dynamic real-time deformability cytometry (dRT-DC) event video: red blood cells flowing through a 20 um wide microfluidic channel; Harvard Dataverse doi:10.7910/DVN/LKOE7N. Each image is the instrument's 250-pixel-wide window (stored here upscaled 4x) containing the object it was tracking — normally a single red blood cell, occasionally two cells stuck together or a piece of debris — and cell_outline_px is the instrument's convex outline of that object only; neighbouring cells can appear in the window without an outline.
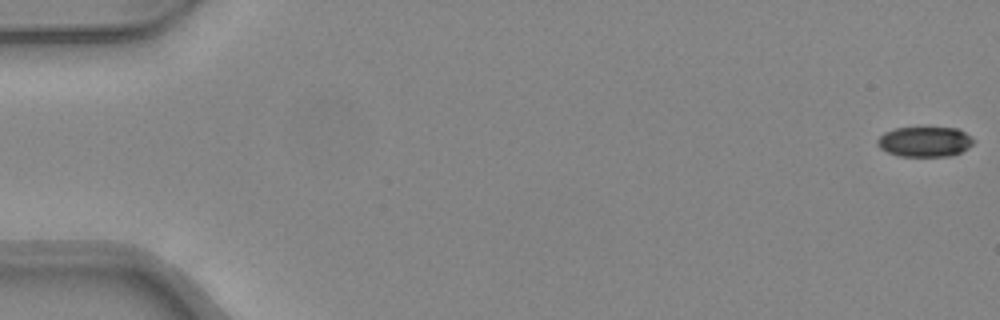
{"species": "common noctule bat (a hibernating species)", "species_latin": "Nyctalus noctula", "temperature_condition": "warm", "stored_images_in_passage": 48, "camera_frame_rate_fps": 3000, "um_per_image_px": 0.085, "animal": {"sex": "female", "body_mass_g": 24.6, "forearm_length_mm": 56.2}, "frame": {"image": 1, "passage_image": 1, "time_ms": 0.0, "image_size_px": [1000, 320], "cell_outline_px": [[976, 140], [968, 148], [960, 152], [948, 156], [900, 156], [888, 152], [880, 148], [876, 144], [876, 140], [884, 132], [896, 128], [956, 128], [972, 136]], "centroid_in_image_um": [78.61, 12.04], "position_along_channel_um": 6.4, "area_um2": 16.82}}
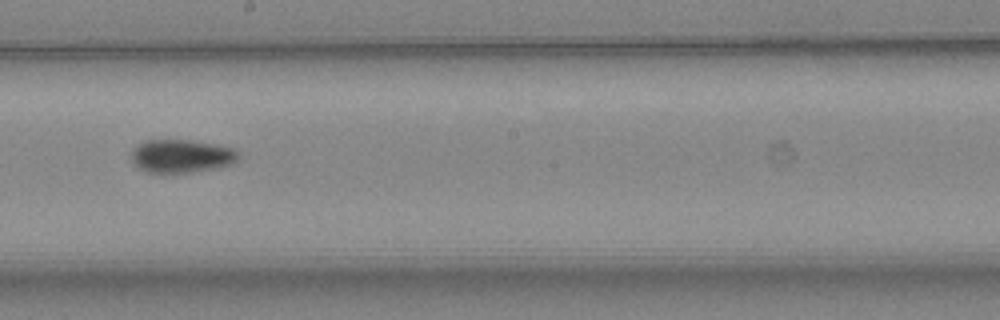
{"frame": {"image": 2, "passage_image": 28, "time_ms": 9.0, "image_size_px": [1000, 320], "cell_outline_px": [[240, 156], [232, 164], [220, 168], [196, 172], [168, 176], [148, 172], [132, 164], [132, 148], [136, 144], [144, 140], [192, 140], [236, 148], [240, 152]], "centroid_in_image_um": [15.42, 13.3], "position_along_channel_um": 232.8, "area_um2": 21.79}}
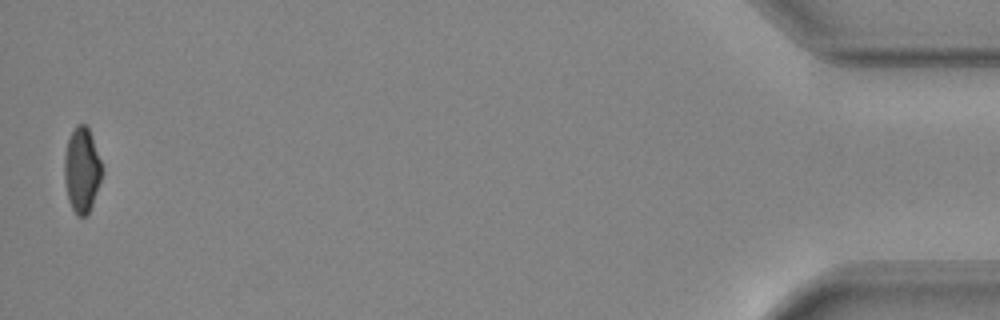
{"frame": {"image": 3, "passage_image": 48, "time_ms": 15.667, "image_size_px": [1000, 320], "cell_outline_px": [[104, 172], [88, 216], [76, 216], [68, 200], [64, 180], [64, 156], [68, 140], [76, 124], [84, 124], [88, 128], [92, 136]], "centroid_in_image_um": [6.96, 14.48], "position_along_channel_um": 428.2, "area_um2": 18.79}, "authors_computed_cell_mechanics": {"area_um2": 20.1144, "velocity_mm_per_s": 4.3477, "shape_relaxation_time_tau1_ms": null, "shape_relaxation_time_tau2_ms": 3.8813, "deformation_change_tau1": null, "deformation_change_tau2": 0.094}}